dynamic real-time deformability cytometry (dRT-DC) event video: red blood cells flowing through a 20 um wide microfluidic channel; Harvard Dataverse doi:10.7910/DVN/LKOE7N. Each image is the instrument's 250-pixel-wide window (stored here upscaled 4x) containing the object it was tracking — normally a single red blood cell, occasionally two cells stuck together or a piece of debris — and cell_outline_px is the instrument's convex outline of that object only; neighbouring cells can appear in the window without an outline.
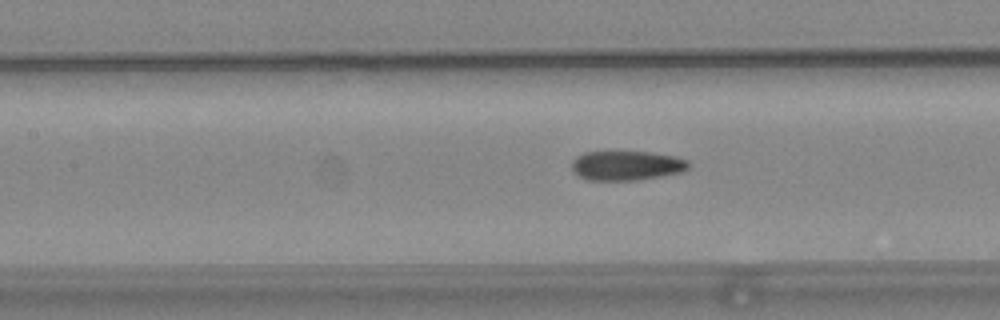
{"species": "common noctule bat (a hibernating species)", "species_latin": "Nyctalus noctula", "temperature_condition": "warm", "stored_images_in_passage": 48, "camera_frame_rate_fps": 3000, "um_per_image_px": 0.085, "animal": {"sex": "female", "body_mass_g": 24.6, "forearm_length_mm": 56.2}, "frame": {"image": 1, "passage_image": 17, "time_ms": 5.333, "image_size_px": [1000, 320], "cell_outline_px": [[688, 168], [680, 172], [660, 176], [636, 180], [584, 180], [572, 172], [572, 160], [576, 156], [584, 152], [648, 152], [676, 156], [688, 160]], "centroid_in_image_um": [53.2, 14.07], "position_along_channel_um": 154.2, "area_um2": 20.11}}
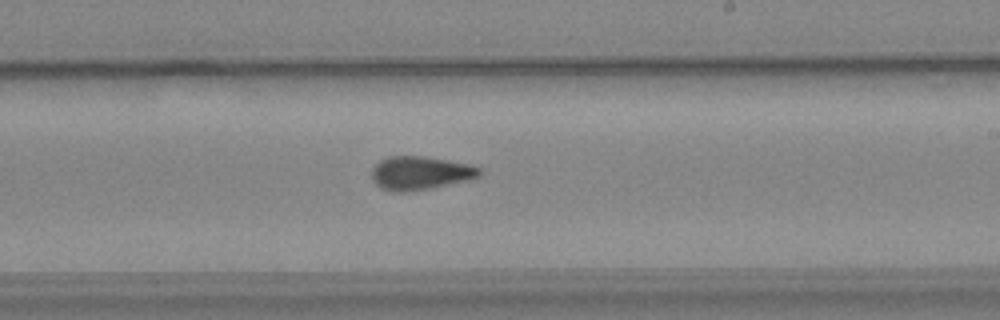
{"frame": {"image": 2, "passage_image": 25, "time_ms": 8.0, "image_size_px": [1000, 320], "cell_outline_px": [[484, 172], [480, 176], [472, 180], [428, 188], [400, 192], [392, 192], [380, 188], [372, 180], [372, 168], [380, 160], [388, 156], [424, 156], [472, 164], [480, 168]], "centroid_in_image_um": [35.76, 14.7], "position_along_channel_um": 253.2, "area_um2": 21.27}}
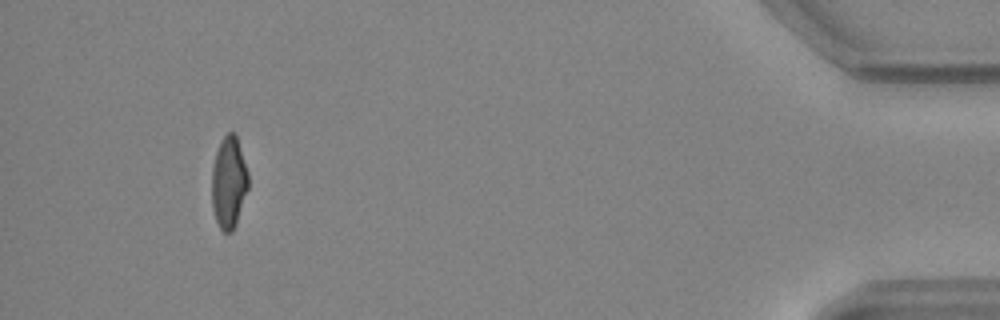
{"frame": {"image": 3, "passage_image": 44, "time_ms": 14.333, "image_size_px": [1000, 320], "cell_outline_px": [[248, 188], [236, 224], [232, 232], [224, 232], [220, 228], [216, 220], [212, 208], [212, 168], [216, 152], [220, 140], [228, 132], [232, 132], [236, 136], [248, 172]], "centroid_in_image_um": [19.44, 15.52], "position_along_channel_um": 415.8, "area_um2": 19.42}, "authors_computed_cell_mechanics": {"area_um2": 20.4901, "velocity_mm_per_s": 3.7256, "shape_relaxation_time_tau1_ms": null, "shape_relaxation_time_tau2_ms": 2.405, "deformation_change_tau1": null, "deformation_change_tau2": 0.0871}}